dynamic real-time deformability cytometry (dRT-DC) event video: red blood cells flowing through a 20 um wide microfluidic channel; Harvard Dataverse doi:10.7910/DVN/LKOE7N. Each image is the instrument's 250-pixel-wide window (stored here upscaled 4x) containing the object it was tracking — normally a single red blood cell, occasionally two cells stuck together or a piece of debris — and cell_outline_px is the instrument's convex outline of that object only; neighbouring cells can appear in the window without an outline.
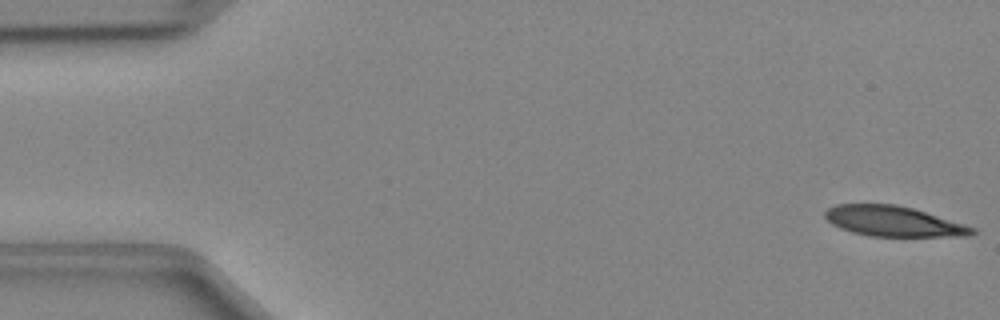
{"species": "Egyptian fruit bat (a non-hibernating species)", "species_latin": "Rousettus aegyptiacus", "temperature_condition": "cold", "stored_images_in_passage": 47, "camera_frame_rate_fps": 3000, "um_per_image_px": 0.085, "animal": {"sex": "female"}, "frame": {"image": 1, "passage_image": 1, "time_ms": 0.0, "image_size_px": [1000, 320], "cell_outline_px": [[976, 232], [972, 236], [868, 236], [852, 232], [840, 228], [832, 224], [824, 216], [824, 212], [828, 208], [836, 204], [896, 204], [912, 208], [964, 224], [976, 228]], "centroid_in_image_um": [75.93, 18.81], "position_along_channel_um": 9.1, "area_um2": 25.89}}
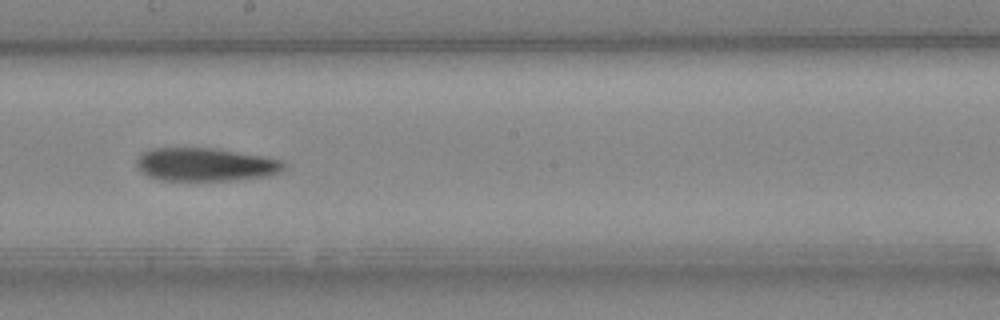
{"frame": {"image": 2, "passage_image": 26, "time_ms": 8.333, "image_size_px": [1000, 320], "cell_outline_px": [[284, 168], [268, 176], [228, 180], [160, 180], [148, 176], [140, 172], [136, 164], [136, 160], [144, 152], [152, 148], [212, 148], [284, 160]], "centroid_in_image_um": [17.41, 13.98], "position_along_channel_um": 230.8, "area_um2": 28.15}}
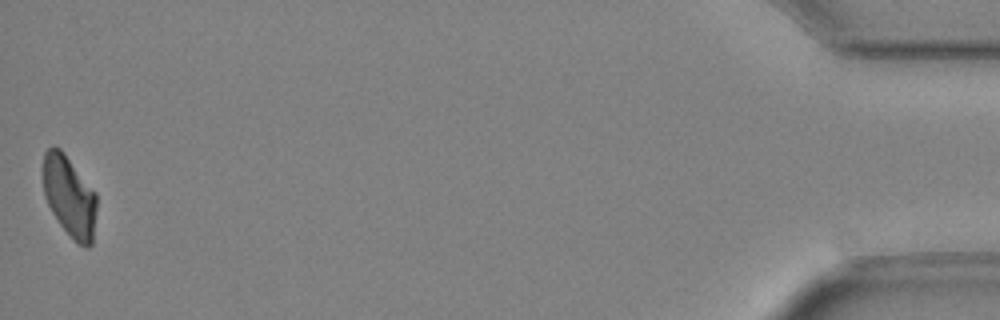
{"frame": {"image": 3, "passage_image": 47, "time_ms": 15.333, "image_size_px": [1000, 320], "cell_outline_px": [[96, 208], [92, 244], [88, 248], [80, 244], [60, 224], [52, 212], [44, 196], [44, 152], [48, 148], [60, 148], [64, 152], [96, 192]], "centroid_in_image_um": [5.91, 16.67], "position_along_channel_um": 429.3, "area_um2": 24.8}}